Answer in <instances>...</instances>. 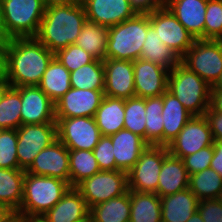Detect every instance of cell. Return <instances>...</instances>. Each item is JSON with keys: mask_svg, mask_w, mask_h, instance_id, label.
<instances>
[{"mask_svg": "<svg viewBox=\"0 0 222 222\" xmlns=\"http://www.w3.org/2000/svg\"><path fill=\"white\" fill-rule=\"evenodd\" d=\"M53 58L35 37L12 38L3 50V76L10 87L38 86Z\"/></svg>", "mask_w": 222, "mask_h": 222, "instance_id": "6da1fadb", "label": "cell"}, {"mask_svg": "<svg viewBox=\"0 0 222 222\" xmlns=\"http://www.w3.org/2000/svg\"><path fill=\"white\" fill-rule=\"evenodd\" d=\"M86 20L82 2L48 5L35 38L55 54L75 44Z\"/></svg>", "mask_w": 222, "mask_h": 222, "instance_id": "7a4b0ae2", "label": "cell"}, {"mask_svg": "<svg viewBox=\"0 0 222 222\" xmlns=\"http://www.w3.org/2000/svg\"><path fill=\"white\" fill-rule=\"evenodd\" d=\"M70 184L56 177L25 173L23 199L17 213L34 222L49 211L68 191Z\"/></svg>", "mask_w": 222, "mask_h": 222, "instance_id": "3957f363", "label": "cell"}, {"mask_svg": "<svg viewBox=\"0 0 222 222\" xmlns=\"http://www.w3.org/2000/svg\"><path fill=\"white\" fill-rule=\"evenodd\" d=\"M149 26V12H138L130 19L108 27L106 58L139 59Z\"/></svg>", "mask_w": 222, "mask_h": 222, "instance_id": "277c9868", "label": "cell"}, {"mask_svg": "<svg viewBox=\"0 0 222 222\" xmlns=\"http://www.w3.org/2000/svg\"><path fill=\"white\" fill-rule=\"evenodd\" d=\"M168 90L193 116H203L209 108L212 87L181 62L169 71Z\"/></svg>", "mask_w": 222, "mask_h": 222, "instance_id": "5b68a950", "label": "cell"}, {"mask_svg": "<svg viewBox=\"0 0 222 222\" xmlns=\"http://www.w3.org/2000/svg\"><path fill=\"white\" fill-rule=\"evenodd\" d=\"M4 26L11 38L35 37L46 5L43 0H0Z\"/></svg>", "mask_w": 222, "mask_h": 222, "instance_id": "8992f818", "label": "cell"}, {"mask_svg": "<svg viewBox=\"0 0 222 222\" xmlns=\"http://www.w3.org/2000/svg\"><path fill=\"white\" fill-rule=\"evenodd\" d=\"M180 62L212 87L222 73V40L196 39Z\"/></svg>", "mask_w": 222, "mask_h": 222, "instance_id": "52a82bcc", "label": "cell"}, {"mask_svg": "<svg viewBox=\"0 0 222 222\" xmlns=\"http://www.w3.org/2000/svg\"><path fill=\"white\" fill-rule=\"evenodd\" d=\"M88 208L123 195L128 189V173L122 170L102 171L83 180L75 187Z\"/></svg>", "mask_w": 222, "mask_h": 222, "instance_id": "ba28073f", "label": "cell"}, {"mask_svg": "<svg viewBox=\"0 0 222 222\" xmlns=\"http://www.w3.org/2000/svg\"><path fill=\"white\" fill-rule=\"evenodd\" d=\"M168 153L167 146L148 145L128 172V189L157 194L159 173Z\"/></svg>", "mask_w": 222, "mask_h": 222, "instance_id": "9c48e42d", "label": "cell"}, {"mask_svg": "<svg viewBox=\"0 0 222 222\" xmlns=\"http://www.w3.org/2000/svg\"><path fill=\"white\" fill-rule=\"evenodd\" d=\"M19 169L27 170L41 150L57 140V124H26L17 130Z\"/></svg>", "mask_w": 222, "mask_h": 222, "instance_id": "30bf717a", "label": "cell"}, {"mask_svg": "<svg viewBox=\"0 0 222 222\" xmlns=\"http://www.w3.org/2000/svg\"><path fill=\"white\" fill-rule=\"evenodd\" d=\"M57 139L69 150L93 151L102 134L94 117L55 118Z\"/></svg>", "mask_w": 222, "mask_h": 222, "instance_id": "8fae6325", "label": "cell"}, {"mask_svg": "<svg viewBox=\"0 0 222 222\" xmlns=\"http://www.w3.org/2000/svg\"><path fill=\"white\" fill-rule=\"evenodd\" d=\"M150 25L162 42L181 58L192 46L194 37L166 7L149 12Z\"/></svg>", "mask_w": 222, "mask_h": 222, "instance_id": "7c38bea8", "label": "cell"}, {"mask_svg": "<svg viewBox=\"0 0 222 222\" xmlns=\"http://www.w3.org/2000/svg\"><path fill=\"white\" fill-rule=\"evenodd\" d=\"M213 143L214 139L206 117L192 116L167 148L171 155L182 159Z\"/></svg>", "mask_w": 222, "mask_h": 222, "instance_id": "4fadbf2b", "label": "cell"}, {"mask_svg": "<svg viewBox=\"0 0 222 222\" xmlns=\"http://www.w3.org/2000/svg\"><path fill=\"white\" fill-rule=\"evenodd\" d=\"M104 97V90L71 87L55 102V118L94 117Z\"/></svg>", "mask_w": 222, "mask_h": 222, "instance_id": "5bb4252c", "label": "cell"}, {"mask_svg": "<svg viewBox=\"0 0 222 222\" xmlns=\"http://www.w3.org/2000/svg\"><path fill=\"white\" fill-rule=\"evenodd\" d=\"M135 96H162L168 90L169 69L143 59L133 61Z\"/></svg>", "mask_w": 222, "mask_h": 222, "instance_id": "9a60e30c", "label": "cell"}, {"mask_svg": "<svg viewBox=\"0 0 222 222\" xmlns=\"http://www.w3.org/2000/svg\"><path fill=\"white\" fill-rule=\"evenodd\" d=\"M21 125L56 123L55 103L39 86H21Z\"/></svg>", "mask_w": 222, "mask_h": 222, "instance_id": "2e32d148", "label": "cell"}, {"mask_svg": "<svg viewBox=\"0 0 222 222\" xmlns=\"http://www.w3.org/2000/svg\"><path fill=\"white\" fill-rule=\"evenodd\" d=\"M26 172L60 178L70 184L69 149L58 139L55 140L39 152Z\"/></svg>", "mask_w": 222, "mask_h": 222, "instance_id": "e0dca14e", "label": "cell"}, {"mask_svg": "<svg viewBox=\"0 0 222 222\" xmlns=\"http://www.w3.org/2000/svg\"><path fill=\"white\" fill-rule=\"evenodd\" d=\"M86 19L111 27L131 17L138 11L130 0H82Z\"/></svg>", "mask_w": 222, "mask_h": 222, "instance_id": "ac0fdd59", "label": "cell"}, {"mask_svg": "<svg viewBox=\"0 0 222 222\" xmlns=\"http://www.w3.org/2000/svg\"><path fill=\"white\" fill-rule=\"evenodd\" d=\"M104 96L128 99L135 97L133 61L106 58Z\"/></svg>", "mask_w": 222, "mask_h": 222, "instance_id": "d6986e66", "label": "cell"}, {"mask_svg": "<svg viewBox=\"0 0 222 222\" xmlns=\"http://www.w3.org/2000/svg\"><path fill=\"white\" fill-rule=\"evenodd\" d=\"M90 209L75 187H70L63 197L42 217L34 222H89Z\"/></svg>", "mask_w": 222, "mask_h": 222, "instance_id": "ffe728a7", "label": "cell"}, {"mask_svg": "<svg viewBox=\"0 0 222 222\" xmlns=\"http://www.w3.org/2000/svg\"><path fill=\"white\" fill-rule=\"evenodd\" d=\"M207 3L208 0H166L165 6L196 40L204 39Z\"/></svg>", "mask_w": 222, "mask_h": 222, "instance_id": "44dd1931", "label": "cell"}, {"mask_svg": "<svg viewBox=\"0 0 222 222\" xmlns=\"http://www.w3.org/2000/svg\"><path fill=\"white\" fill-rule=\"evenodd\" d=\"M110 137L116 166L128 173L149 144L139 135L126 129L119 130Z\"/></svg>", "mask_w": 222, "mask_h": 222, "instance_id": "7402d4cb", "label": "cell"}, {"mask_svg": "<svg viewBox=\"0 0 222 222\" xmlns=\"http://www.w3.org/2000/svg\"><path fill=\"white\" fill-rule=\"evenodd\" d=\"M189 187V174L181 158L168 153L159 173L157 195L165 197Z\"/></svg>", "mask_w": 222, "mask_h": 222, "instance_id": "603a6c76", "label": "cell"}, {"mask_svg": "<svg viewBox=\"0 0 222 222\" xmlns=\"http://www.w3.org/2000/svg\"><path fill=\"white\" fill-rule=\"evenodd\" d=\"M162 222H187L197 211L199 199L189 188L160 197Z\"/></svg>", "mask_w": 222, "mask_h": 222, "instance_id": "cb8c5ba5", "label": "cell"}, {"mask_svg": "<svg viewBox=\"0 0 222 222\" xmlns=\"http://www.w3.org/2000/svg\"><path fill=\"white\" fill-rule=\"evenodd\" d=\"M163 146H167L193 116L183 104L167 90L163 94Z\"/></svg>", "mask_w": 222, "mask_h": 222, "instance_id": "d4e9b609", "label": "cell"}, {"mask_svg": "<svg viewBox=\"0 0 222 222\" xmlns=\"http://www.w3.org/2000/svg\"><path fill=\"white\" fill-rule=\"evenodd\" d=\"M125 99L104 96L94 119L102 136H110L124 129Z\"/></svg>", "mask_w": 222, "mask_h": 222, "instance_id": "484cf974", "label": "cell"}, {"mask_svg": "<svg viewBox=\"0 0 222 222\" xmlns=\"http://www.w3.org/2000/svg\"><path fill=\"white\" fill-rule=\"evenodd\" d=\"M26 170L0 168V204L17 212L23 199Z\"/></svg>", "mask_w": 222, "mask_h": 222, "instance_id": "4316f807", "label": "cell"}, {"mask_svg": "<svg viewBox=\"0 0 222 222\" xmlns=\"http://www.w3.org/2000/svg\"><path fill=\"white\" fill-rule=\"evenodd\" d=\"M130 190L90 208L89 222H129Z\"/></svg>", "mask_w": 222, "mask_h": 222, "instance_id": "83f0119b", "label": "cell"}, {"mask_svg": "<svg viewBox=\"0 0 222 222\" xmlns=\"http://www.w3.org/2000/svg\"><path fill=\"white\" fill-rule=\"evenodd\" d=\"M108 27L86 20L75 44L95 59H106Z\"/></svg>", "mask_w": 222, "mask_h": 222, "instance_id": "f1b7e54d", "label": "cell"}, {"mask_svg": "<svg viewBox=\"0 0 222 222\" xmlns=\"http://www.w3.org/2000/svg\"><path fill=\"white\" fill-rule=\"evenodd\" d=\"M129 222H162L161 200L156 193L130 190Z\"/></svg>", "mask_w": 222, "mask_h": 222, "instance_id": "f546056e", "label": "cell"}, {"mask_svg": "<svg viewBox=\"0 0 222 222\" xmlns=\"http://www.w3.org/2000/svg\"><path fill=\"white\" fill-rule=\"evenodd\" d=\"M38 86L55 103L71 88L70 72L54 57Z\"/></svg>", "mask_w": 222, "mask_h": 222, "instance_id": "4dcf8cb0", "label": "cell"}, {"mask_svg": "<svg viewBox=\"0 0 222 222\" xmlns=\"http://www.w3.org/2000/svg\"><path fill=\"white\" fill-rule=\"evenodd\" d=\"M140 59L159 64L169 70L180 62V58L160 40L151 25L148 27Z\"/></svg>", "mask_w": 222, "mask_h": 222, "instance_id": "1f68e13d", "label": "cell"}, {"mask_svg": "<svg viewBox=\"0 0 222 222\" xmlns=\"http://www.w3.org/2000/svg\"><path fill=\"white\" fill-rule=\"evenodd\" d=\"M71 87L76 89L104 90L105 71L103 61L94 59L91 63L70 72Z\"/></svg>", "mask_w": 222, "mask_h": 222, "instance_id": "d6a6232c", "label": "cell"}, {"mask_svg": "<svg viewBox=\"0 0 222 222\" xmlns=\"http://www.w3.org/2000/svg\"><path fill=\"white\" fill-rule=\"evenodd\" d=\"M201 200L222 197V177L211 168L189 175V187Z\"/></svg>", "mask_w": 222, "mask_h": 222, "instance_id": "836d02e7", "label": "cell"}, {"mask_svg": "<svg viewBox=\"0 0 222 222\" xmlns=\"http://www.w3.org/2000/svg\"><path fill=\"white\" fill-rule=\"evenodd\" d=\"M145 141L149 145L163 146V95L145 98Z\"/></svg>", "mask_w": 222, "mask_h": 222, "instance_id": "e575fe53", "label": "cell"}, {"mask_svg": "<svg viewBox=\"0 0 222 222\" xmlns=\"http://www.w3.org/2000/svg\"><path fill=\"white\" fill-rule=\"evenodd\" d=\"M69 169L71 187L100 171L93 151L89 150H69Z\"/></svg>", "mask_w": 222, "mask_h": 222, "instance_id": "d590c367", "label": "cell"}, {"mask_svg": "<svg viewBox=\"0 0 222 222\" xmlns=\"http://www.w3.org/2000/svg\"><path fill=\"white\" fill-rule=\"evenodd\" d=\"M21 126L20 87H8L0 101V130Z\"/></svg>", "mask_w": 222, "mask_h": 222, "instance_id": "8d00e7d4", "label": "cell"}, {"mask_svg": "<svg viewBox=\"0 0 222 222\" xmlns=\"http://www.w3.org/2000/svg\"><path fill=\"white\" fill-rule=\"evenodd\" d=\"M145 98L131 97L125 99L124 129L139 135L145 140L146 117Z\"/></svg>", "mask_w": 222, "mask_h": 222, "instance_id": "74e56055", "label": "cell"}, {"mask_svg": "<svg viewBox=\"0 0 222 222\" xmlns=\"http://www.w3.org/2000/svg\"><path fill=\"white\" fill-rule=\"evenodd\" d=\"M16 129L0 130V168L19 169Z\"/></svg>", "mask_w": 222, "mask_h": 222, "instance_id": "f35d334b", "label": "cell"}, {"mask_svg": "<svg viewBox=\"0 0 222 222\" xmlns=\"http://www.w3.org/2000/svg\"><path fill=\"white\" fill-rule=\"evenodd\" d=\"M204 39L222 40V0H208Z\"/></svg>", "mask_w": 222, "mask_h": 222, "instance_id": "ab89813d", "label": "cell"}, {"mask_svg": "<svg viewBox=\"0 0 222 222\" xmlns=\"http://www.w3.org/2000/svg\"><path fill=\"white\" fill-rule=\"evenodd\" d=\"M54 57L63 64L69 72L77 70L79 67L91 63L95 58L76 44L57 51Z\"/></svg>", "mask_w": 222, "mask_h": 222, "instance_id": "60d3db41", "label": "cell"}, {"mask_svg": "<svg viewBox=\"0 0 222 222\" xmlns=\"http://www.w3.org/2000/svg\"><path fill=\"white\" fill-rule=\"evenodd\" d=\"M113 144L110 136H102L98 144L93 149V154L97 160L98 166L102 171L120 170L116 166L113 154Z\"/></svg>", "mask_w": 222, "mask_h": 222, "instance_id": "b9f144b4", "label": "cell"}, {"mask_svg": "<svg viewBox=\"0 0 222 222\" xmlns=\"http://www.w3.org/2000/svg\"><path fill=\"white\" fill-rule=\"evenodd\" d=\"M213 157V145L182 158L185 168L189 175L195 174L210 168Z\"/></svg>", "mask_w": 222, "mask_h": 222, "instance_id": "7bdbcfd3", "label": "cell"}, {"mask_svg": "<svg viewBox=\"0 0 222 222\" xmlns=\"http://www.w3.org/2000/svg\"><path fill=\"white\" fill-rule=\"evenodd\" d=\"M197 211L204 222H222V199L201 200Z\"/></svg>", "mask_w": 222, "mask_h": 222, "instance_id": "ee69618b", "label": "cell"}, {"mask_svg": "<svg viewBox=\"0 0 222 222\" xmlns=\"http://www.w3.org/2000/svg\"><path fill=\"white\" fill-rule=\"evenodd\" d=\"M214 140H222V114L212 111L210 108L205 112Z\"/></svg>", "mask_w": 222, "mask_h": 222, "instance_id": "f6af8a7d", "label": "cell"}, {"mask_svg": "<svg viewBox=\"0 0 222 222\" xmlns=\"http://www.w3.org/2000/svg\"><path fill=\"white\" fill-rule=\"evenodd\" d=\"M138 12H150L165 6L166 0H130Z\"/></svg>", "mask_w": 222, "mask_h": 222, "instance_id": "bcb514c9", "label": "cell"}, {"mask_svg": "<svg viewBox=\"0 0 222 222\" xmlns=\"http://www.w3.org/2000/svg\"><path fill=\"white\" fill-rule=\"evenodd\" d=\"M210 168L216 171L222 177V140H214L213 157Z\"/></svg>", "mask_w": 222, "mask_h": 222, "instance_id": "7dc6e473", "label": "cell"}, {"mask_svg": "<svg viewBox=\"0 0 222 222\" xmlns=\"http://www.w3.org/2000/svg\"><path fill=\"white\" fill-rule=\"evenodd\" d=\"M209 108L216 113L222 114V91H211Z\"/></svg>", "mask_w": 222, "mask_h": 222, "instance_id": "c3c4849f", "label": "cell"}, {"mask_svg": "<svg viewBox=\"0 0 222 222\" xmlns=\"http://www.w3.org/2000/svg\"><path fill=\"white\" fill-rule=\"evenodd\" d=\"M11 39L4 26L3 12L0 4V49L2 51Z\"/></svg>", "mask_w": 222, "mask_h": 222, "instance_id": "681fc988", "label": "cell"}, {"mask_svg": "<svg viewBox=\"0 0 222 222\" xmlns=\"http://www.w3.org/2000/svg\"><path fill=\"white\" fill-rule=\"evenodd\" d=\"M2 222H32L17 212H11Z\"/></svg>", "mask_w": 222, "mask_h": 222, "instance_id": "f907efd6", "label": "cell"}, {"mask_svg": "<svg viewBox=\"0 0 222 222\" xmlns=\"http://www.w3.org/2000/svg\"><path fill=\"white\" fill-rule=\"evenodd\" d=\"M46 6L48 5H60V4H71V3H79L82 0H43Z\"/></svg>", "mask_w": 222, "mask_h": 222, "instance_id": "816d5d0a", "label": "cell"}, {"mask_svg": "<svg viewBox=\"0 0 222 222\" xmlns=\"http://www.w3.org/2000/svg\"><path fill=\"white\" fill-rule=\"evenodd\" d=\"M9 87V84L5 80L4 76L0 77V101L5 92V90Z\"/></svg>", "mask_w": 222, "mask_h": 222, "instance_id": "f5cc1de1", "label": "cell"}, {"mask_svg": "<svg viewBox=\"0 0 222 222\" xmlns=\"http://www.w3.org/2000/svg\"><path fill=\"white\" fill-rule=\"evenodd\" d=\"M10 213L11 211L6 206L0 204V222H2Z\"/></svg>", "mask_w": 222, "mask_h": 222, "instance_id": "db71d44e", "label": "cell"}, {"mask_svg": "<svg viewBox=\"0 0 222 222\" xmlns=\"http://www.w3.org/2000/svg\"><path fill=\"white\" fill-rule=\"evenodd\" d=\"M211 91H222V73L220 74L218 80L212 86Z\"/></svg>", "mask_w": 222, "mask_h": 222, "instance_id": "11a10c76", "label": "cell"}, {"mask_svg": "<svg viewBox=\"0 0 222 222\" xmlns=\"http://www.w3.org/2000/svg\"><path fill=\"white\" fill-rule=\"evenodd\" d=\"M187 222H204L199 212L196 211L194 214L187 220Z\"/></svg>", "mask_w": 222, "mask_h": 222, "instance_id": "9f6ffc18", "label": "cell"}, {"mask_svg": "<svg viewBox=\"0 0 222 222\" xmlns=\"http://www.w3.org/2000/svg\"><path fill=\"white\" fill-rule=\"evenodd\" d=\"M3 76V51L0 49V77Z\"/></svg>", "mask_w": 222, "mask_h": 222, "instance_id": "6f0895ef", "label": "cell"}]
</instances>
